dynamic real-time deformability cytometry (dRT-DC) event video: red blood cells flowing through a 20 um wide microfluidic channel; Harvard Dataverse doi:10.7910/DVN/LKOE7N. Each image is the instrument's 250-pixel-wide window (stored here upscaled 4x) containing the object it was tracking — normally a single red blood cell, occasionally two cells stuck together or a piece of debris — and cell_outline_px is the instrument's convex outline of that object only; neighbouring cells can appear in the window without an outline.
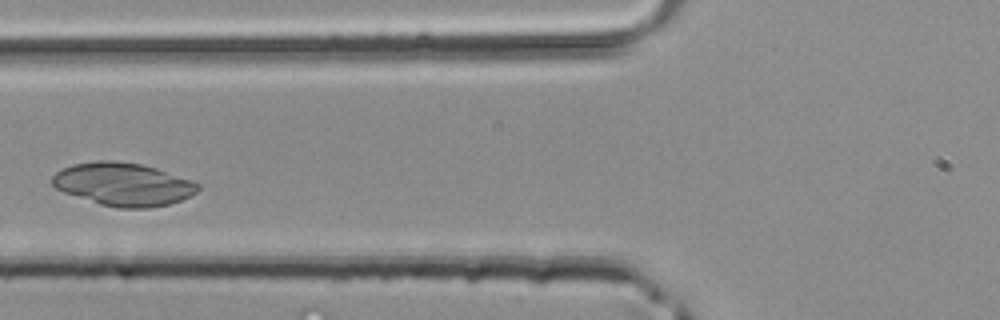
{"species": "common noctule bat (a hibernating species)", "species_latin": "Nyctalus noctula", "temperature_condition": "room temperature", "stored_images_in_passage": 27, "camera_frame_rate_fps": 3000, "um_per_image_px": 0.085, "animal": {"sex": "male", "body_mass_g": 20.4}, "frame": {"image": 1, "passage_image": 8, "time_ms": 2.333, "image_size_px": [1000, 320], "cell_outline_px": [[200, 188], [196, 192], [180, 200], [168, 204], [148, 208], [120, 208], [100, 204], [64, 192], [56, 188], [52, 184], [52, 176], [56, 172], [72, 164], [96, 160], [112, 160], [140, 164], [156, 168], [192, 180], [200, 184]], "centroid_in_image_um": [10.47, 15.65], "position_along_channel_um": 115.3, "area_um2": 36.36}}
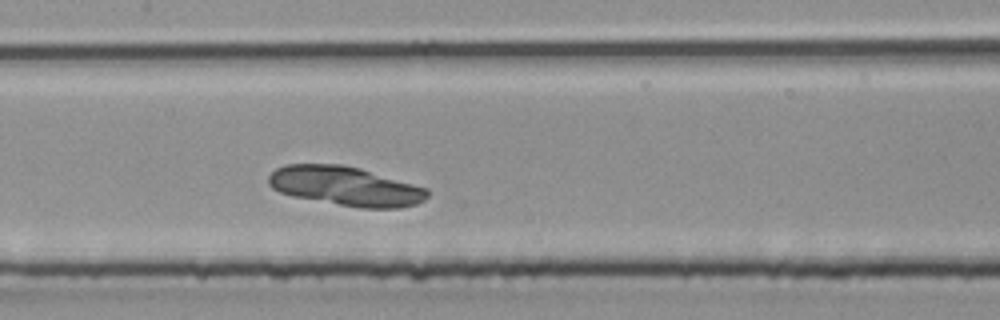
{"frame": {"image": 2, "passage_image": 12, "time_ms": 3.667, "image_size_px": [1000, 320], "cell_outline_px": [[428, 196], [424, 200], [416, 204], [400, 208], [360, 208], [292, 196], [280, 192], [272, 188], [268, 184], [268, 176], [276, 168], [284, 164], [340, 164], [360, 168], [428, 188]], "centroid_in_image_um": [29.36, 15.82], "position_along_channel_um": 178.0, "area_um2": 36.41}}
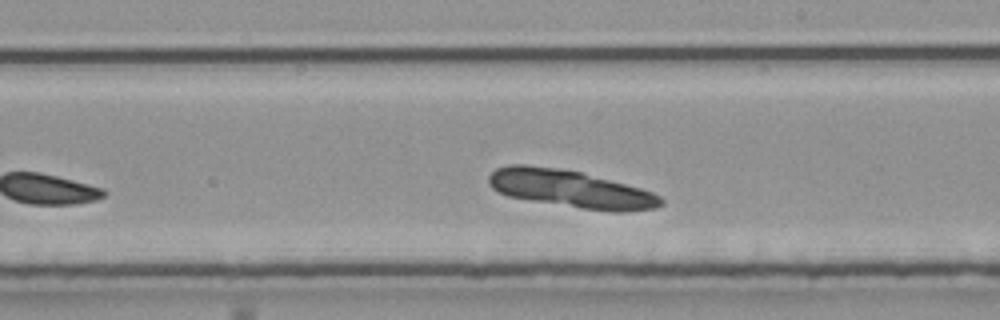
{"frame": {"image": 3, "passage_image": 16, "time_ms": 5.0, "image_size_px": [1000, 320], "cell_outline_px": [[664, 204], [656, 208], [624, 212], [612, 212], [580, 208], [528, 200], [508, 196], [492, 188], [488, 184], [488, 176], [496, 168], [508, 164], [524, 164], [560, 168], [580, 172], [640, 188], [652, 192], [660, 196], [664, 200]], "centroid_in_image_um": [48.49, 16.06], "position_along_channel_um": 240.5, "area_um2": 37.74}}